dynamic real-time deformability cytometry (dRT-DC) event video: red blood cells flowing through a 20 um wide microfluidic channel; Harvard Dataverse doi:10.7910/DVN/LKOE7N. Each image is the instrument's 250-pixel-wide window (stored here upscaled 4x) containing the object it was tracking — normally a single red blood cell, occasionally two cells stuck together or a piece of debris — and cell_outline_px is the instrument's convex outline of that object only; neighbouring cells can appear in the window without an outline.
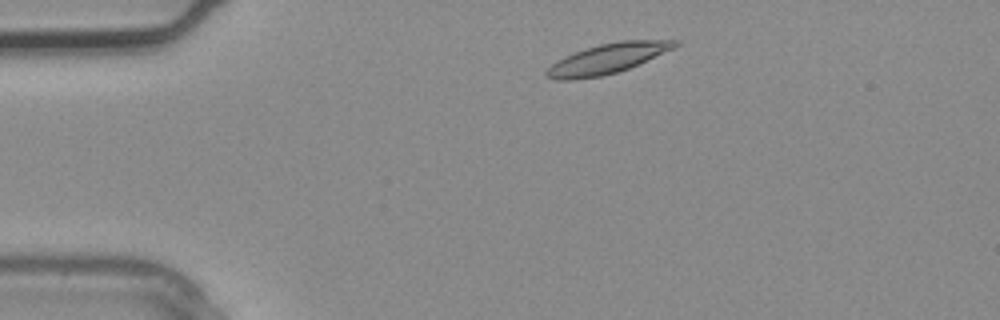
{"species": "common noctule bat (a hibernating species)", "species_latin": "Nyctalus noctula", "temperature_condition": "warm", "stored_images_in_passage": 2, "segment_of_instrument_passage": [2, 2], "camera_frame_rate_fps": 3000, "um_per_image_px": 0.085, "animal": {"sex": "male", "body_mass_g": 20.4}, "frame": {"image": 1, "passage_image": 2, "time_ms": 0.333, "image_size_px": [1000, 320], "cell_outline_px": [[680, 44], [676, 48], [628, 68], [616, 72], [600, 76], [572, 80], [552, 80], [544, 76], [544, 72], [556, 60], [564, 56], [600, 44], [620, 40], [680, 40]], "centroid_in_image_um": [51.62, 4.98], "position_along_channel_um": 33.4, "area_um2": 22.43}}